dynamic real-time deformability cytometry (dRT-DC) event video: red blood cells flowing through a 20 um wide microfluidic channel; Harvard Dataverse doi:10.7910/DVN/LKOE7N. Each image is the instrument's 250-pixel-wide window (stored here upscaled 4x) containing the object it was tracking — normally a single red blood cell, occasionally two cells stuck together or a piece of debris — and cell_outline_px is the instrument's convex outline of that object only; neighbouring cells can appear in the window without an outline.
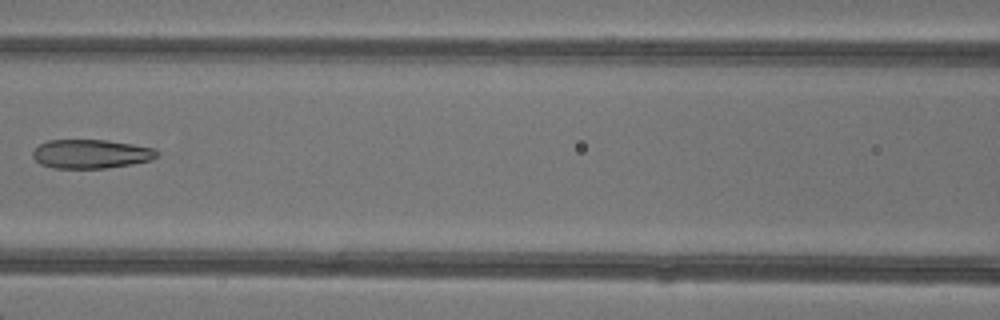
{"species": "common noctule bat (a hibernating species)", "species_latin": "Nyctalus noctula", "temperature_condition": "warm", "stored_images_in_passage": 6, "camera_frame_rate_fps": 3000, "um_per_image_px": 0.085, "animal": {"sex": "female"}, "frame": {"image": 1, "passage_image": 5, "time_ms": 6.0, "image_size_px": [1000, 320], "cell_outline_px": [[160, 156], [152, 160], [132, 164], [108, 168], [52, 168], [40, 164], [32, 156], [32, 152], [40, 144], [48, 140], [108, 140], [156, 148], [160, 152]], "centroid_in_image_um": [7.79, 13.08], "position_along_channel_um": 158.8, "area_um2": 21.21}}
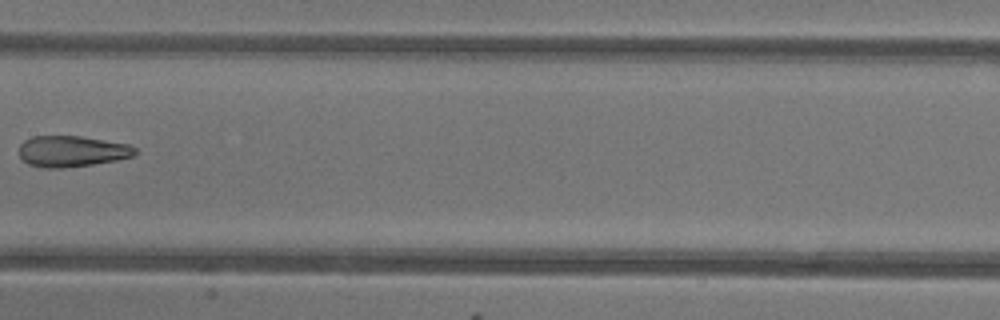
{"frame": {"image": 2, "passage_image": 6, "time_ms": 7.0, "image_size_px": [1000, 320], "cell_outline_px": [[136, 152], [132, 156], [116, 160], [92, 164], [60, 168], [44, 168], [28, 164], [20, 156], [20, 144], [24, 140], [32, 136], [80, 136], [128, 144], [136, 148]], "centroid_in_image_um": [6.08, 12.85], "position_along_channel_um": 201.3, "area_um2": 20.81}}